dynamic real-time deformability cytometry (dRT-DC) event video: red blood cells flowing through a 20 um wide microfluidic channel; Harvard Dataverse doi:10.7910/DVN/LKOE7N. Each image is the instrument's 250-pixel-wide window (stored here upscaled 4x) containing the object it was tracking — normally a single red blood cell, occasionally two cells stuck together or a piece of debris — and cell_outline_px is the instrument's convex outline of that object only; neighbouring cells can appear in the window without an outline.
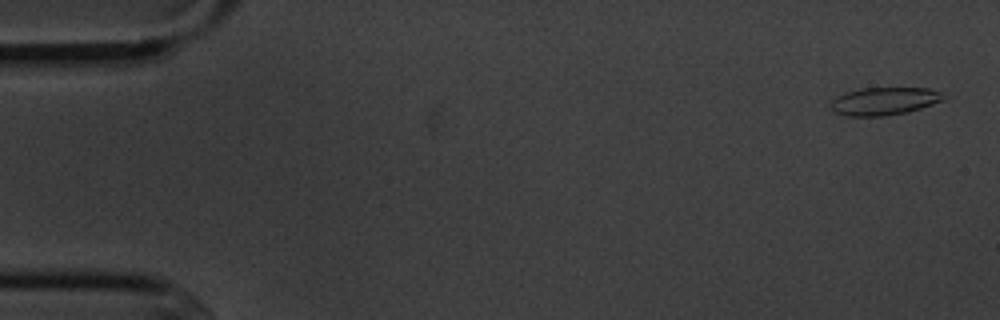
{"species": "common noctule bat (a hibernating species)", "species_latin": "Nyctalus noctula", "temperature_condition": "cold", "stored_images_in_passage": 5, "camera_frame_rate_fps": 3000, "um_per_image_px": 0.085, "animal": {"sex": "male", "body_mass_g": 20.1, "forearm_length_mm": 53.5}, "frame": {"image": 1, "passage_image": 1, "time_ms": 0.0, "image_size_px": [1000, 320], "cell_outline_px": [[944, 100], [908, 112], [880, 116], [844, 116], [836, 112], [832, 108], [832, 100], [836, 96], [844, 92], [860, 88], [928, 88], [940, 92]], "centroid_in_image_um": [75.12, 8.59], "position_along_channel_um": 9.9, "area_um2": 18.09}}
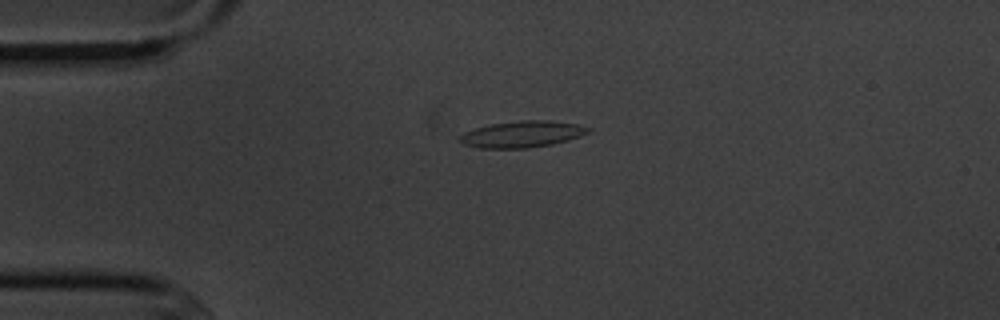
{"frame": {"image": 2, "passage_image": 4, "time_ms": 3.667, "image_size_px": [1000, 320], "cell_outline_px": [[592, 128], [588, 132], [580, 136], [568, 140], [552, 144], [528, 148], [480, 148], [460, 144], [460, 136], [464, 132], [476, 128], [492, 124], [520, 120], [552, 120], [576, 124]], "centroid_in_image_um": [44.38, 11.41], "position_along_channel_um": 40.6, "area_um2": 19.77}}